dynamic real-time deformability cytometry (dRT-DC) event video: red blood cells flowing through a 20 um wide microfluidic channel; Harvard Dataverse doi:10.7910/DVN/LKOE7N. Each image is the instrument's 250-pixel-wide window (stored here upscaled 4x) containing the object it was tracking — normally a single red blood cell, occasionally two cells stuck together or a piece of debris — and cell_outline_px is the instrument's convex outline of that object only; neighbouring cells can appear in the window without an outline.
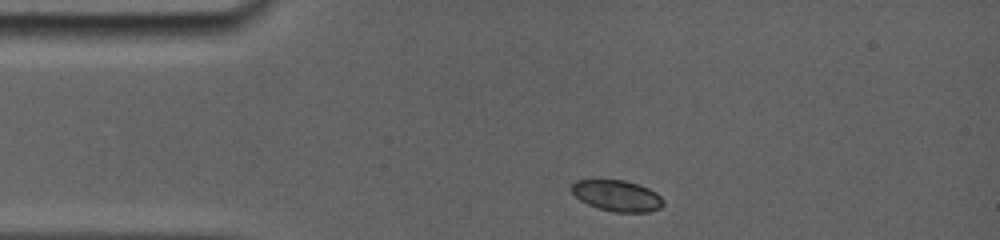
{"species": "common noctule bat (a hibernating species)", "species_latin": "Nyctalus noctula", "temperature_condition": "room temperature", "stored_images_in_passage": 18, "camera_frame_rate_fps": 5000, "um_per_image_px": 0.085, "animal": {"sex": "female", "body_mass_g": 19.0, "forearm_length_mm": 56.7}, "frame": {"image": 1, "passage_image": 1, "time_ms": 0.0, "image_size_px": [1000, 240], "cell_outline_px": [[664, 204], [660, 208], [648, 212], [612, 212], [588, 204], [580, 200], [572, 192], [572, 184], [576, 180], [624, 180], [640, 184], [656, 192], [664, 200]], "centroid_in_image_um": [52.48, 16.63], "position_along_channel_um": 32.5, "area_um2": 16.59}}
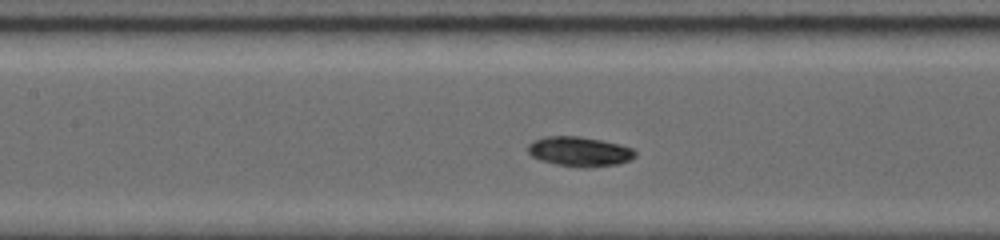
{"frame": {"image": 2, "passage_image": 11, "time_ms": 4.2, "image_size_px": [1000, 240], "cell_outline_px": [[636, 156], [620, 164], [588, 168], [580, 168], [556, 164], [540, 160], [532, 156], [528, 152], [528, 148], [536, 140], [548, 136], [576, 136], [600, 140], [632, 148], [636, 152]], "centroid_in_image_um": [49.29, 12.9], "position_along_channel_um": 158.1, "area_um2": 18.32}}
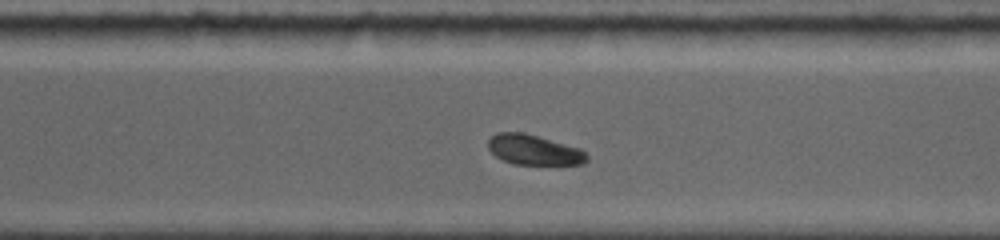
{"frame": {"image": 3, "passage_image": 18, "time_ms": 8.6, "image_size_px": [1000, 240], "cell_outline_px": [[588, 160], [584, 164], [512, 164], [496, 156], [488, 148], [488, 140], [496, 132], [524, 132], [580, 148], [588, 156]], "centroid_in_image_um": [45.38, 12.73], "position_along_channel_um": 325.2, "area_um2": 17.28}}